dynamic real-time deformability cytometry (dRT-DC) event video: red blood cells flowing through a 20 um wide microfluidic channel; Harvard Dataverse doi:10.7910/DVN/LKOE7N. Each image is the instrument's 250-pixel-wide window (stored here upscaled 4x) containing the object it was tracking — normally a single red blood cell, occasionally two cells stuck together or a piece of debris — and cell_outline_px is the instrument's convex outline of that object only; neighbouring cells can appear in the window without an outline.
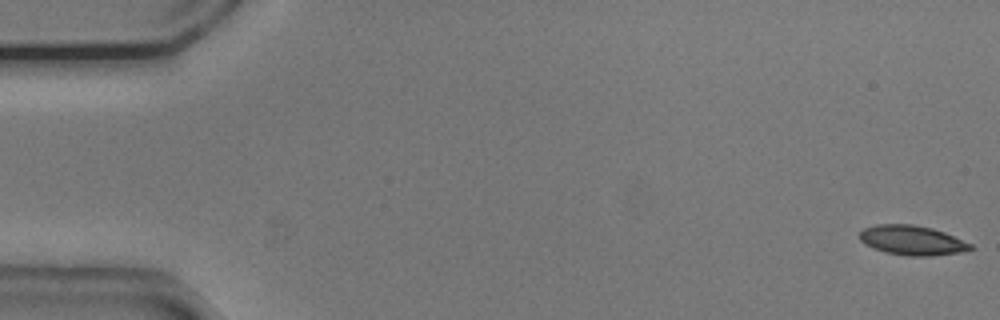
{"species": "common noctule bat (a hibernating species)", "species_latin": "Nyctalus noctula", "temperature_condition": "cold", "stored_images_in_passage": 12, "camera_frame_rate_fps": 3000, "um_per_image_px": 0.085, "animal": {"sex": "male", "body_mass_g": 20.5, "forearm_length_mm": 52.5}, "frame": {"image": 1, "passage_image": 1, "time_ms": 0.0, "image_size_px": [1000, 320], "cell_outline_px": [[976, 248], [960, 252], [932, 256], [908, 256], [888, 252], [872, 248], [864, 244], [860, 240], [860, 232], [864, 228], [876, 224], [912, 224], [932, 228], [944, 232], [972, 244]], "centroid_in_image_um": [77.53, 20.42], "position_along_channel_um": 7.5, "area_um2": 19.13}}